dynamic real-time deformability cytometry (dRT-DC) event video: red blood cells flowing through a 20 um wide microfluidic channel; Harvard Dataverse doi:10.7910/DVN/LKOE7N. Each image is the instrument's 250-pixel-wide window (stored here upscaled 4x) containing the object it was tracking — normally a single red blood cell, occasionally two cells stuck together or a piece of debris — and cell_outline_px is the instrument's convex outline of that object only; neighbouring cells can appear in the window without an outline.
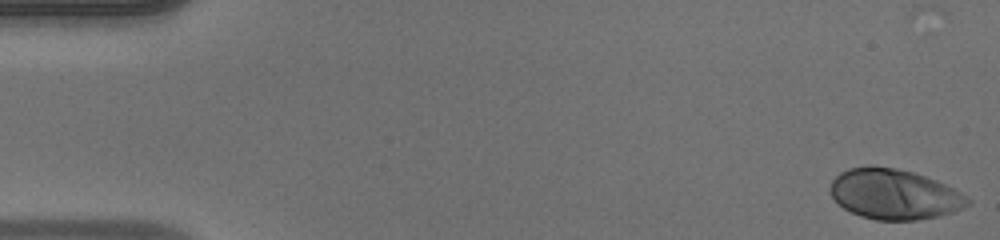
{"species": "human", "species_latin": "Homo sapiens", "temperature_condition": "warm", "stored_images_in_passage": 45, "camera_frame_rate_fps": 3000, "um_per_image_px": 0.085, "donor": {"sex": "male"}, "frame": {"image": 1, "passage_image": 1, "time_ms": 0.0, "image_size_px": [1000, 240], "cell_outline_px": [[972, 200], [964, 208], [952, 212], [936, 216], [916, 220], [876, 220], [860, 216], [844, 208], [832, 196], [832, 180], [840, 172], [848, 168], [896, 168], [912, 172], [936, 180], [968, 196]], "centroid_in_image_um": [76.05, 16.53], "position_along_channel_um": 9.0, "area_um2": 39.42}}
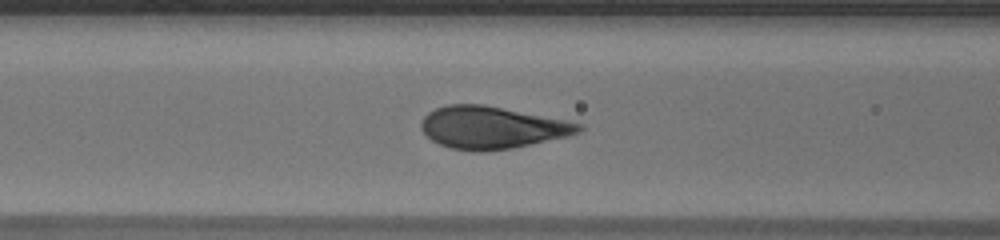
{"frame": {"image": 2, "passage_image": 20, "time_ms": 6.333, "image_size_px": [1000, 240], "cell_outline_px": [[584, 128], [580, 132], [568, 136], [512, 148], [480, 152], [472, 152], [452, 148], [440, 144], [432, 140], [420, 128], [420, 124], [424, 116], [428, 112], [436, 108], [448, 104], [484, 104], [584, 124]], "centroid_in_image_um": [41.8, 10.84], "position_along_channel_um": 124.8, "area_um2": 38.73}}
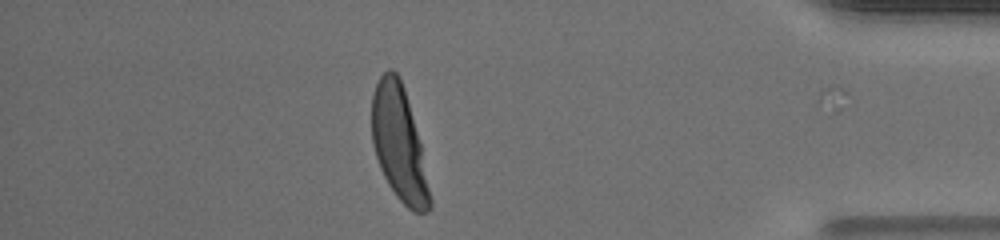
{"frame": {"image": 3, "passage_image": 43, "time_ms": 14.0, "image_size_px": [1000, 240], "cell_outline_px": [[432, 208], [428, 212], [412, 212], [396, 196], [388, 184], [380, 168], [372, 144], [372, 92], [380, 76], [388, 68], [392, 68], [400, 76], [404, 88], [420, 144], [432, 200]], "centroid_in_image_um": [33.91, 12.21], "position_along_channel_um": 401.3, "area_um2": 38.49}, "authors_computed_cell_mechanics": {"area_um2": 38.8416, "velocity_mm_per_s": 4.1318, "shape_relaxation_time_tau1_ms": 3.0552, "shape_relaxation_time_tau2_ms": null, "deformation_change_tau1": 0.2097, "deformation_change_tau2": null}}